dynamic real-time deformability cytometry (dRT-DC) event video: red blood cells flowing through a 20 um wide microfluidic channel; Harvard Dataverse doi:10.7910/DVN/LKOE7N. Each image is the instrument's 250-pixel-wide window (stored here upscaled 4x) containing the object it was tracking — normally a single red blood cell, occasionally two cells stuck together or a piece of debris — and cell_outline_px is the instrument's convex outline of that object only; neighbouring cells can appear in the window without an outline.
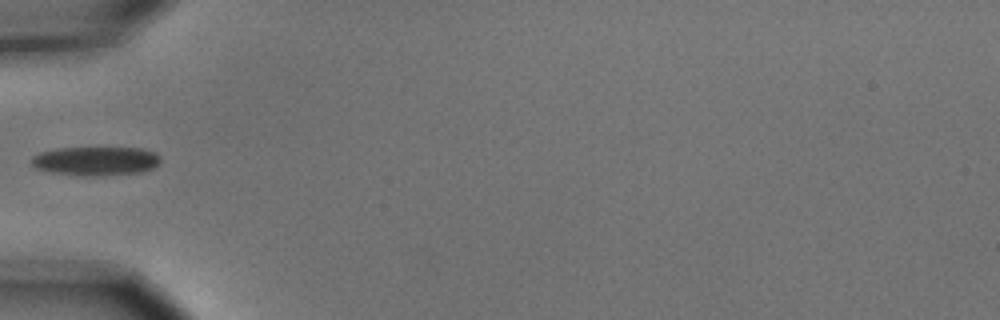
{"species": "common noctule bat (a hibernating species)", "species_latin": "Nyctalus noctula", "temperature_condition": "cold", "stored_images_in_passage": 4, "camera_frame_rate_fps": 3000, "um_per_image_px": 0.085, "animal": {"sex": "male", "body_mass_g": 15.6}, "frame": {"image": 1, "passage_image": 4, "time_ms": 1.0, "image_size_px": [1000, 320], "cell_outline_px": [[160, 160], [156, 168], [140, 172], [100, 176], [84, 176], [52, 172], [36, 168], [32, 164], [32, 156], [40, 152], [56, 148], [140, 148], [152, 152], [160, 156]], "centroid_in_image_um": [8.15, 13.69], "position_along_channel_um": 76.9, "area_um2": 21.73}}